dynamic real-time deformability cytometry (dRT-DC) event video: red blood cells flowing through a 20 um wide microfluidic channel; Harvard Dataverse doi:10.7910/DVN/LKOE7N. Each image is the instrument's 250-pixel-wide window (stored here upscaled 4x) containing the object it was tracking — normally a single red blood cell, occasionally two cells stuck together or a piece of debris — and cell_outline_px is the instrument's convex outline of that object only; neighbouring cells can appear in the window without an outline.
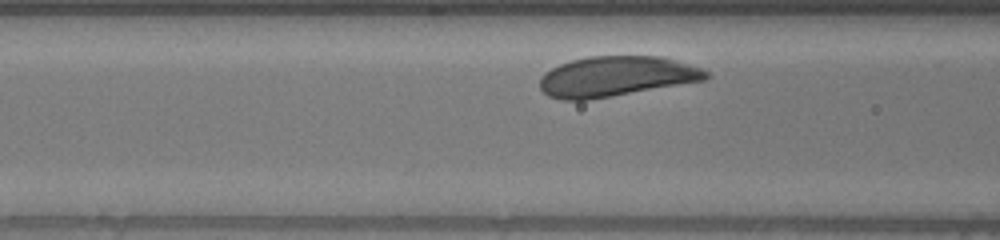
{"species": "human", "species_latin": "Homo sapiens", "temperature_condition": "warm", "stored_images_in_passage": 28, "camera_frame_rate_fps": 3000, "um_per_image_px": 0.085, "donor": {"sex": "male"}, "frame": {"image": 1, "passage_image": 5, "time_ms": 1.333, "image_size_px": [1000, 240], "cell_outline_px": [[708, 76], [704, 80], [612, 96], [588, 100], [560, 100], [548, 96], [540, 88], [540, 76], [544, 72], [560, 64], [572, 60], [588, 56], [660, 56], [688, 64], [700, 68], [708, 72]], "centroid_in_image_um": [52.31, 6.5], "position_along_channel_um": 114.3, "area_um2": 38.67}}
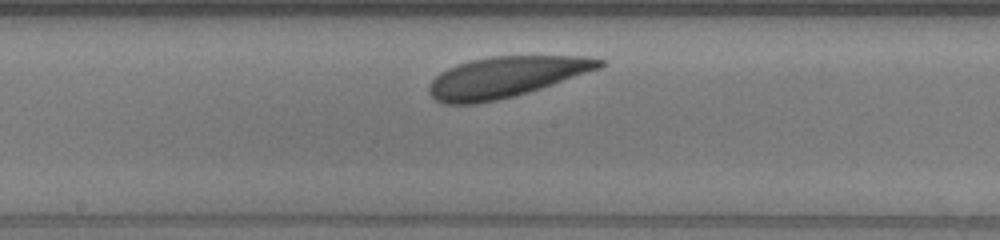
{"frame": {"image": 2, "passage_image": 13, "time_ms": 4.0, "image_size_px": [1000, 240], "cell_outline_px": [[608, 64], [600, 68], [528, 92], [496, 100], [476, 104], [444, 104], [436, 100], [428, 92], [428, 88], [432, 80], [440, 72], [456, 64], [472, 60], [492, 56], [588, 56], [608, 60]], "centroid_in_image_um": [43.01, 6.53], "position_along_channel_um": 205.2, "area_um2": 40.4}}
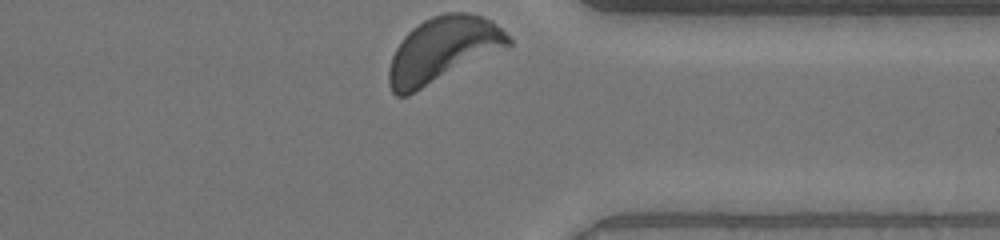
{"frame": {"image": 3, "passage_image": 28, "time_ms": 9.0, "image_size_px": [1000, 240], "cell_outline_px": [[512, 44], [408, 96], [396, 96], [392, 92], [388, 84], [388, 68], [392, 56], [396, 48], [404, 36], [412, 28], [424, 20], [432, 16], [444, 12], [468, 12], [492, 20], [512, 40]], "centroid_in_image_um": [37.59, 4.23], "position_along_channel_um": 373.8, "area_um2": 45.08}}